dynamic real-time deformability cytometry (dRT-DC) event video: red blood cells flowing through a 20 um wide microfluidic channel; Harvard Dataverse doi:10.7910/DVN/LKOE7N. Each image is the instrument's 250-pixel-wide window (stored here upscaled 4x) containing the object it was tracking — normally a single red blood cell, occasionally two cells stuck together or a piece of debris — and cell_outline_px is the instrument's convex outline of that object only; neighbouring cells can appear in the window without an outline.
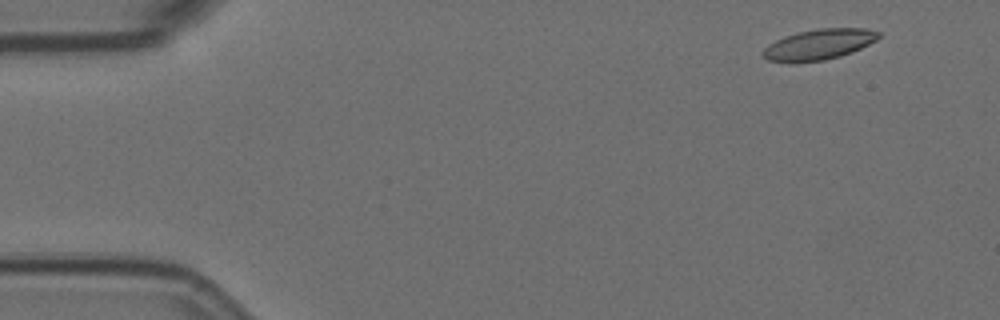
{"species": "Egyptian fruit bat (a non-hibernating species)", "species_latin": "Rousettus aegyptiacus", "temperature_condition": "room temperature", "stored_images_in_passage": 8, "camera_frame_rate_fps": 3000, "um_per_image_px": 0.085, "animal": {"sex": "female"}, "frame": {"image": 1, "passage_image": 1, "time_ms": 0.0, "image_size_px": [1000, 320], "cell_outline_px": [[880, 36], [876, 40], [852, 52], [840, 56], [824, 60], [788, 64], [768, 60], [764, 56], [764, 48], [768, 44], [784, 36], [796, 32], [816, 28], [864, 28], [880, 32]], "centroid_in_image_um": [69.57, 3.78], "position_along_channel_um": 15.4, "area_um2": 20.81}}
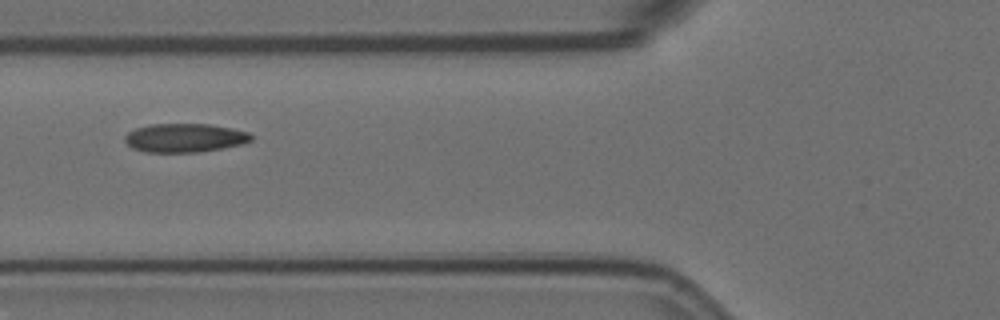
{"frame": {"image": 2, "passage_image": 6, "time_ms": 1.667, "image_size_px": [1000, 320], "cell_outline_px": [[252, 140], [240, 144], [220, 148], [196, 152], [144, 152], [132, 148], [124, 140], [124, 136], [128, 132], [136, 128], [148, 124], [208, 124], [232, 128], [248, 132], [252, 136]], "centroid_in_image_um": [15.65, 11.71], "position_along_channel_um": 110.1, "area_um2": 21.04}}
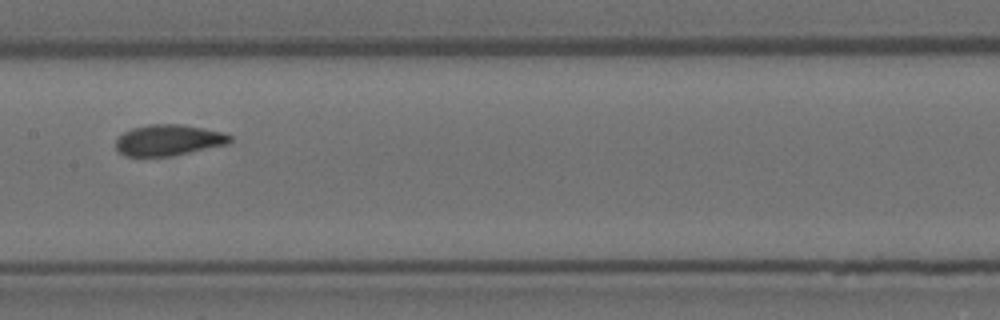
{"frame": {"image": 3, "passage_image": 8, "time_ms": 2.333, "image_size_px": [1000, 320], "cell_outline_px": [[232, 140], [228, 144], [188, 152], [164, 156], [124, 156], [116, 148], [116, 140], [124, 132], [132, 128], [148, 124], [184, 124], [224, 132], [232, 136]], "centroid_in_image_um": [14.34, 11.89], "position_along_channel_um": 193.1, "area_um2": 20.52}}